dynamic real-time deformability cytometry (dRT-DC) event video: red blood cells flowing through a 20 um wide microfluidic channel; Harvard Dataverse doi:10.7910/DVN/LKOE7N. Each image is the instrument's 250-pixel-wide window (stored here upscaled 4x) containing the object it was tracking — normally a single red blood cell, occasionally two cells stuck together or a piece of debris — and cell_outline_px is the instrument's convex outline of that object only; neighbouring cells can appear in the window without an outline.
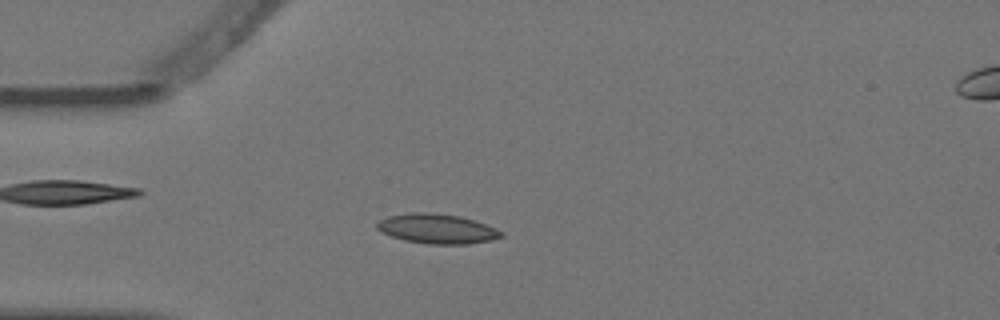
{"species": "Egyptian fruit bat (a non-hibernating species)", "species_latin": "Rousettus aegyptiacus", "temperature_condition": "warm", "stored_images_in_passage": 4, "camera_frame_rate_fps": 3000, "um_per_image_px": 0.085, "animal": {"sex": "female"}, "frame": {"image": 1, "passage_image": 3, "time_ms": 0.667, "image_size_px": [1000, 320], "cell_outline_px": [[504, 236], [492, 240], [468, 244], [428, 244], [404, 240], [380, 232], [376, 228], [376, 224], [380, 220], [388, 216], [412, 212], [428, 212], [460, 216], [476, 220], [496, 228], [504, 232]], "centroid_in_image_um": [37.17, 19.44], "position_along_channel_um": 47.8, "area_um2": 21.68}}